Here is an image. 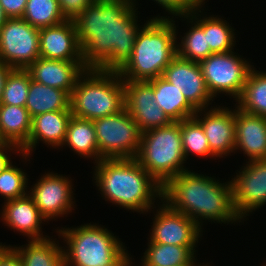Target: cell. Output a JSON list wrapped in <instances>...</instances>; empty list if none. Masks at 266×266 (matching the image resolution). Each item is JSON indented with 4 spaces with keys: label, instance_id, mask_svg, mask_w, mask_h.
Wrapping results in <instances>:
<instances>
[{
    "label": "cell",
    "instance_id": "cell-1",
    "mask_svg": "<svg viewBox=\"0 0 266 266\" xmlns=\"http://www.w3.org/2000/svg\"><path fill=\"white\" fill-rule=\"evenodd\" d=\"M136 3L95 0L73 20L86 69L118 71L130 58L141 28Z\"/></svg>",
    "mask_w": 266,
    "mask_h": 266
},
{
    "label": "cell",
    "instance_id": "cell-2",
    "mask_svg": "<svg viewBox=\"0 0 266 266\" xmlns=\"http://www.w3.org/2000/svg\"><path fill=\"white\" fill-rule=\"evenodd\" d=\"M215 177L181 172L164 186L162 200L172 209L182 212L202 228V220L224 223L241 222L233 203L232 182H219Z\"/></svg>",
    "mask_w": 266,
    "mask_h": 266
},
{
    "label": "cell",
    "instance_id": "cell-3",
    "mask_svg": "<svg viewBox=\"0 0 266 266\" xmlns=\"http://www.w3.org/2000/svg\"><path fill=\"white\" fill-rule=\"evenodd\" d=\"M94 166L98 191L117 207L147 214L156 208V198L162 200L163 186L135 158L102 159Z\"/></svg>",
    "mask_w": 266,
    "mask_h": 266
},
{
    "label": "cell",
    "instance_id": "cell-4",
    "mask_svg": "<svg viewBox=\"0 0 266 266\" xmlns=\"http://www.w3.org/2000/svg\"><path fill=\"white\" fill-rule=\"evenodd\" d=\"M142 26L137 33L133 53L117 71L123 80L148 81L161 77L177 56L179 38L175 19L158 15Z\"/></svg>",
    "mask_w": 266,
    "mask_h": 266
},
{
    "label": "cell",
    "instance_id": "cell-5",
    "mask_svg": "<svg viewBox=\"0 0 266 266\" xmlns=\"http://www.w3.org/2000/svg\"><path fill=\"white\" fill-rule=\"evenodd\" d=\"M71 228L61 227L58 231L56 230L58 238H62L67 245L66 248L63 246L64 266H131L134 264L123 242L104 226L87 223Z\"/></svg>",
    "mask_w": 266,
    "mask_h": 266
},
{
    "label": "cell",
    "instance_id": "cell-6",
    "mask_svg": "<svg viewBox=\"0 0 266 266\" xmlns=\"http://www.w3.org/2000/svg\"><path fill=\"white\" fill-rule=\"evenodd\" d=\"M124 108L123 79L117 71L86 69L70 94V110L76 118L95 120Z\"/></svg>",
    "mask_w": 266,
    "mask_h": 266
},
{
    "label": "cell",
    "instance_id": "cell-7",
    "mask_svg": "<svg viewBox=\"0 0 266 266\" xmlns=\"http://www.w3.org/2000/svg\"><path fill=\"white\" fill-rule=\"evenodd\" d=\"M135 160L162 186L188 169L180 134V122L141 133ZM185 161V162H184Z\"/></svg>",
    "mask_w": 266,
    "mask_h": 266
},
{
    "label": "cell",
    "instance_id": "cell-8",
    "mask_svg": "<svg viewBox=\"0 0 266 266\" xmlns=\"http://www.w3.org/2000/svg\"><path fill=\"white\" fill-rule=\"evenodd\" d=\"M99 161L102 159L135 158L141 141V131L126 108L93 120Z\"/></svg>",
    "mask_w": 266,
    "mask_h": 266
},
{
    "label": "cell",
    "instance_id": "cell-9",
    "mask_svg": "<svg viewBox=\"0 0 266 266\" xmlns=\"http://www.w3.org/2000/svg\"><path fill=\"white\" fill-rule=\"evenodd\" d=\"M199 64L211 96L214 98L222 93L230 98L233 96L234 100L241 95L249 71L254 66L233 51L213 53Z\"/></svg>",
    "mask_w": 266,
    "mask_h": 266
},
{
    "label": "cell",
    "instance_id": "cell-10",
    "mask_svg": "<svg viewBox=\"0 0 266 266\" xmlns=\"http://www.w3.org/2000/svg\"><path fill=\"white\" fill-rule=\"evenodd\" d=\"M39 31L23 18H7L0 27V61L27 69L40 58Z\"/></svg>",
    "mask_w": 266,
    "mask_h": 266
},
{
    "label": "cell",
    "instance_id": "cell-11",
    "mask_svg": "<svg viewBox=\"0 0 266 266\" xmlns=\"http://www.w3.org/2000/svg\"><path fill=\"white\" fill-rule=\"evenodd\" d=\"M72 180L62 174L48 172L29 189L28 195L38 207L41 216L48 222L70 214L74 207Z\"/></svg>",
    "mask_w": 266,
    "mask_h": 266
},
{
    "label": "cell",
    "instance_id": "cell-12",
    "mask_svg": "<svg viewBox=\"0 0 266 266\" xmlns=\"http://www.w3.org/2000/svg\"><path fill=\"white\" fill-rule=\"evenodd\" d=\"M246 163L231 178L234 208L241 220L266 204V159Z\"/></svg>",
    "mask_w": 266,
    "mask_h": 266
},
{
    "label": "cell",
    "instance_id": "cell-13",
    "mask_svg": "<svg viewBox=\"0 0 266 266\" xmlns=\"http://www.w3.org/2000/svg\"><path fill=\"white\" fill-rule=\"evenodd\" d=\"M161 202L154 214L148 241L178 246H197L203 230L191 218L172 209L163 200Z\"/></svg>",
    "mask_w": 266,
    "mask_h": 266
},
{
    "label": "cell",
    "instance_id": "cell-14",
    "mask_svg": "<svg viewBox=\"0 0 266 266\" xmlns=\"http://www.w3.org/2000/svg\"><path fill=\"white\" fill-rule=\"evenodd\" d=\"M123 85L125 108L141 133L173 122L156 104L153 86L148 81L123 80Z\"/></svg>",
    "mask_w": 266,
    "mask_h": 266
},
{
    "label": "cell",
    "instance_id": "cell-15",
    "mask_svg": "<svg viewBox=\"0 0 266 266\" xmlns=\"http://www.w3.org/2000/svg\"><path fill=\"white\" fill-rule=\"evenodd\" d=\"M162 77L180 89L196 110L208 108L215 99L207 88L199 63L177 55L165 68Z\"/></svg>",
    "mask_w": 266,
    "mask_h": 266
},
{
    "label": "cell",
    "instance_id": "cell-16",
    "mask_svg": "<svg viewBox=\"0 0 266 266\" xmlns=\"http://www.w3.org/2000/svg\"><path fill=\"white\" fill-rule=\"evenodd\" d=\"M230 109L224 106L217 107L216 105V107L211 106L210 109L197 110L193 116L201 124L210 151L217 158H223L234 153L235 109Z\"/></svg>",
    "mask_w": 266,
    "mask_h": 266
},
{
    "label": "cell",
    "instance_id": "cell-17",
    "mask_svg": "<svg viewBox=\"0 0 266 266\" xmlns=\"http://www.w3.org/2000/svg\"><path fill=\"white\" fill-rule=\"evenodd\" d=\"M40 57L62 61H83L82 49L73 20L39 31Z\"/></svg>",
    "mask_w": 266,
    "mask_h": 266
},
{
    "label": "cell",
    "instance_id": "cell-18",
    "mask_svg": "<svg viewBox=\"0 0 266 266\" xmlns=\"http://www.w3.org/2000/svg\"><path fill=\"white\" fill-rule=\"evenodd\" d=\"M71 117V110L46 112L33 117L29 140L21 148L22 155L19 156H22L25 160L30 159V155L34 152L40 141L55 149L62 147Z\"/></svg>",
    "mask_w": 266,
    "mask_h": 266
},
{
    "label": "cell",
    "instance_id": "cell-19",
    "mask_svg": "<svg viewBox=\"0 0 266 266\" xmlns=\"http://www.w3.org/2000/svg\"><path fill=\"white\" fill-rule=\"evenodd\" d=\"M27 70L35 82L61 89L70 95L86 68L84 61H62L40 57Z\"/></svg>",
    "mask_w": 266,
    "mask_h": 266
},
{
    "label": "cell",
    "instance_id": "cell-20",
    "mask_svg": "<svg viewBox=\"0 0 266 266\" xmlns=\"http://www.w3.org/2000/svg\"><path fill=\"white\" fill-rule=\"evenodd\" d=\"M1 210V221L6 226L17 231L29 240H42L49 238L43 235L42 225L46 220L41 216L38 207L33 199L27 194L18 199L4 201ZM42 232V233H41Z\"/></svg>",
    "mask_w": 266,
    "mask_h": 266
},
{
    "label": "cell",
    "instance_id": "cell-21",
    "mask_svg": "<svg viewBox=\"0 0 266 266\" xmlns=\"http://www.w3.org/2000/svg\"><path fill=\"white\" fill-rule=\"evenodd\" d=\"M235 108L234 153L243 151L248 161L266 159V117Z\"/></svg>",
    "mask_w": 266,
    "mask_h": 266
},
{
    "label": "cell",
    "instance_id": "cell-22",
    "mask_svg": "<svg viewBox=\"0 0 266 266\" xmlns=\"http://www.w3.org/2000/svg\"><path fill=\"white\" fill-rule=\"evenodd\" d=\"M148 82L153 86L156 104L173 122L191 118L197 112L181 90L162 76L150 79Z\"/></svg>",
    "mask_w": 266,
    "mask_h": 266
},
{
    "label": "cell",
    "instance_id": "cell-23",
    "mask_svg": "<svg viewBox=\"0 0 266 266\" xmlns=\"http://www.w3.org/2000/svg\"><path fill=\"white\" fill-rule=\"evenodd\" d=\"M202 7V4H197L188 14L204 29L210 51L212 53L234 51L236 44L234 28L226 20L218 16L214 17L213 14L209 17L201 16Z\"/></svg>",
    "mask_w": 266,
    "mask_h": 266
},
{
    "label": "cell",
    "instance_id": "cell-24",
    "mask_svg": "<svg viewBox=\"0 0 266 266\" xmlns=\"http://www.w3.org/2000/svg\"><path fill=\"white\" fill-rule=\"evenodd\" d=\"M32 117L25 107L0 104V142L22 148L29 140Z\"/></svg>",
    "mask_w": 266,
    "mask_h": 266
},
{
    "label": "cell",
    "instance_id": "cell-25",
    "mask_svg": "<svg viewBox=\"0 0 266 266\" xmlns=\"http://www.w3.org/2000/svg\"><path fill=\"white\" fill-rule=\"evenodd\" d=\"M141 258L142 266H201L196 263L197 246H178L148 242Z\"/></svg>",
    "mask_w": 266,
    "mask_h": 266
},
{
    "label": "cell",
    "instance_id": "cell-26",
    "mask_svg": "<svg viewBox=\"0 0 266 266\" xmlns=\"http://www.w3.org/2000/svg\"><path fill=\"white\" fill-rule=\"evenodd\" d=\"M27 243L19 247L10 245L21 258L23 266H64L63 247L59 245V240L49 237L28 240Z\"/></svg>",
    "mask_w": 266,
    "mask_h": 266
},
{
    "label": "cell",
    "instance_id": "cell-27",
    "mask_svg": "<svg viewBox=\"0 0 266 266\" xmlns=\"http://www.w3.org/2000/svg\"><path fill=\"white\" fill-rule=\"evenodd\" d=\"M25 108L32 118L46 112L70 110V95L31 79Z\"/></svg>",
    "mask_w": 266,
    "mask_h": 266
},
{
    "label": "cell",
    "instance_id": "cell-28",
    "mask_svg": "<svg viewBox=\"0 0 266 266\" xmlns=\"http://www.w3.org/2000/svg\"><path fill=\"white\" fill-rule=\"evenodd\" d=\"M69 147L80 157L94 159L99 162V149L97 145L93 120H86L72 116L68 122L66 138L62 147Z\"/></svg>",
    "mask_w": 266,
    "mask_h": 266
},
{
    "label": "cell",
    "instance_id": "cell-29",
    "mask_svg": "<svg viewBox=\"0 0 266 266\" xmlns=\"http://www.w3.org/2000/svg\"><path fill=\"white\" fill-rule=\"evenodd\" d=\"M235 106L249 114L266 117V71L254 66L249 71L245 85Z\"/></svg>",
    "mask_w": 266,
    "mask_h": 266
},
{
    "label": "cell",
    "instance_id": "cell-30",
    "mask_svg": "<svg viewBox=\"0 0 266 266\" xmlns=\"http://www.w3.org/2000/svg\"><path fill=\"white\" fill-rule=\"evenodd\" d=\"M183 18L187 19L191 26L188 32L181 37V42L177 43V55L183 59L200 63L213 54L207 45L206 34L204 29L189 14L182 16Z\"/></svg>",
    "mask_w": 266,
    "mask_h": 266
},
{
    "label": "cell",
    "instance_id": "cell-31",
    "mask_svg": "<svg viewBox=\"0 0 266 266\" xmlns=\"http://www.w3.org/2000/svg\"><path fill=\"white\" fill-rule=\"evenodd\" d=\"M31 26L42 29L64 22L58 0H27L22 17Z\"/></svg>",
    "mask_w": 266,
    "mask_h": 266
},
{
    "label": "cell",
    "instance_id": "cell-32",
    "mask_svg": "<svg viewBox=\"0 0 266 266\" xmlns=\"http://www.w3.org/2000/svg\"><path fill=\"white\" fill-rule=\"evenodd\" d=\"M180 134L186 160L191 154L205 158L210 156L213 159L216 157L210 151L208 140L201 124L194 117L180 121Z\"/></svg>",
    "mask_w": 266,
    "mask_h": 266
},
{
    "label": "cell",
    "instance_id": "cell-33",
    "mask_svg": "<svg viewBox=\"0 0 266 266\" xmlns=\"http://www.w3.org/2000/svg\"><path fill=\"white\" fill-rule=\"evenodd\" d=\"M31 79L27 69L13 68L6 78L0 104L25 107Z\"/></svg>",
    "mask_w": 266,
    "mask_h": 266
},
{
    "label": "cell",
    "instance_id": "cell-34",
    "mask_svg": "<svg viewBox=\"0 0 266 266\" xmlns=\"http://www.w3.org/2000/svg\"><path fill=\"white\" fill-rule=\"evenodd\" d=\"M27 185V173L13 164L0 173V196L5 201L26 196L29 193Z\"/></svg>",
    "mask_w": 266,
    "mask_h": 266
},
{
    "label": "cell",
    "instance_id": "cell-35",
    "mask_svg": "<svg viewBox=\"0 0 266 266\" xmlns=\"http://www.w3.org/2000/svg\"><path fill=\"white\" fill-rule=\"evenodd\" d=\"M165 9L169 15L182 17L187 15L198 3L196 0H153Z\"/></svg>",
    "mask_w": 266,
    "mask_h": 266
},
{
    "label": "cell",
    "instance_id": "cell-36",
    "mask_svg": "<svg viewBox=\"0 0 266 266\" xmlns=\"http://www.w3.org/2000/svg\"><path fill=\"white\" fill-rule=\"evenodd\" d=\"M95 0H58L61 13L66 20H74L87 6Z\"/></svg>",
    "mask_w": 266,
    "mask_h": 266
},
{
    "label": "cell",
    "instance_id": "cell-37",
    "mask_svg": "<svg viewBox=\"0 0 266 266\" xmlns=\"http://www.w3.org/2000/svg\"><path fill=\"white\" fill-rule=\"evenodd\" d=\"M27 0H0V5L7 18H22Z\"/></svg>",
    "mask_w": 266,
    "mask_h": 266
},
{
    "label": "cell",
    "instance_id": "cell-38",
    "mask_svg": "<svg viewBox=\"0 0 266 266\" xmlns=\"http://www.w3.org/2000/svg\"><path fill=\"white\" fill-rule=\"evenodd\" d=\"M11 151L13 154L15 151H17L15 154H22V149L19 146L13 143L0 142V173L13 163L11 162V155L8 156V152Z\"/></svg>",
    "mask_w": 266,
    "mask_h": 266
},
{
    "label": "cell",
    "instance_id": "cell-39",
    "mask_svg": "<svg viewBox=\"0 0 266 266\" xmlns=\"http://www.w3.org/2000/svg\"><path fill=\"white\" fill-rule=\"evenodd\" d=\"M0 266H23L19 255L10 247L1 257Z\"/></svg>",
    "mask_w": 266,
    "mask_h": 266
},
{
    "label": "cell",
    "instance_id": "cell-40",
    "mask_svg": "<svg viewBox=\"0 0 266 266\" xmlns=\"http://www.w3.org/2000/svg\"><path fill=\"white\" fill-rule=\"evenodd\" d=\"M12 69L13 68L9 67L8 65H6L0 61V99L2 96V92H3L6 78Z\"/></svg>",
    "mask_w": 266,
    "mask_h": 266
},
{
    "label": "cell",
    "instance_id": "cell-41",
    "mask_svg": "<svg viewBox=\"0 0 266 266\" xmlns=\"http://www.w3.org/2000/svg\"><path fill=\"white\" fill-rule=\"evenodd\" d=\"M6 19H7V17L4 14L3 9L0 5V27L5 23Z\"/></svg>",
    "mask_w": 266,
    "mask_h": 266
},
{
    "label": "cell",
    "instance_id": "cell-42",
    "mask_svg": "<svg viewBox=\"0 0 266 266\" xmlns=\"http://www.w3.org/2000/svg\"><path fill=\"white\" fill-rule=\"evenodd\" d=\"M10 248V245H2V243H0V257Z\"/></svg>",
    "mask_w": 266,
    "mask_h": 266
},
{
    "label": "cell",
    "instance_id": "cell-43",
    "mask_svg": "<svg viewBox=\"0 0 266 266\" xmlns=\"http://www.w3.org/2000/svg\"><path fill=\"white\" fill-rule=\"evenodd\" d=\"M196 2L198 3V4H202V5H204L206 2H205V0H196Z\"/></svg>",
    "mask_w": 266,
    "mask_h": 266
}]
</instances>
